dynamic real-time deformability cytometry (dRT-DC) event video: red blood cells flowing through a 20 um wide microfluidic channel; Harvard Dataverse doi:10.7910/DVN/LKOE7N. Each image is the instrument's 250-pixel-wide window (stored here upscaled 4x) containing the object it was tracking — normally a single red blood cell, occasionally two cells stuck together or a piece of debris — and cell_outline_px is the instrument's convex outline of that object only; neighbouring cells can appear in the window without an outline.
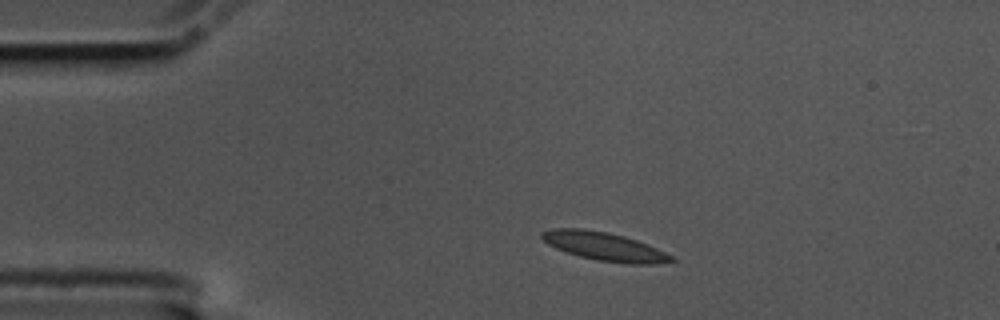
{"species": "common noctule bat (a hibernating species)", "species_latin": "Nyctalus noctula", "temperature_condition": "cold", "stored_images_in_passage": 5, "camera_frame_rate_fps": 3000, "um_per_image_px": 0.085, "animal": {"sex": "male", "body_mass_g": 17.5, "forearm_length_mm": 52.3}, "frame": {"image": 1, "passage_image": 1, "time_ms": 0.0, "image_size_px": [1000, 320], "cell_outline_px": [[676, 260], [652, 264], [628, 264], [596, 260], [580, 256], [556, 248], [548, 244], [540, 236], [540, 232], [552, 228], [580, 228], [608, 232], [624, 236], [648, 244], [672, 256]], "centroid_in_image_um": [51.34, 20.94], "position_along_channel_um": 33.7, "area_um2": 21.33}}
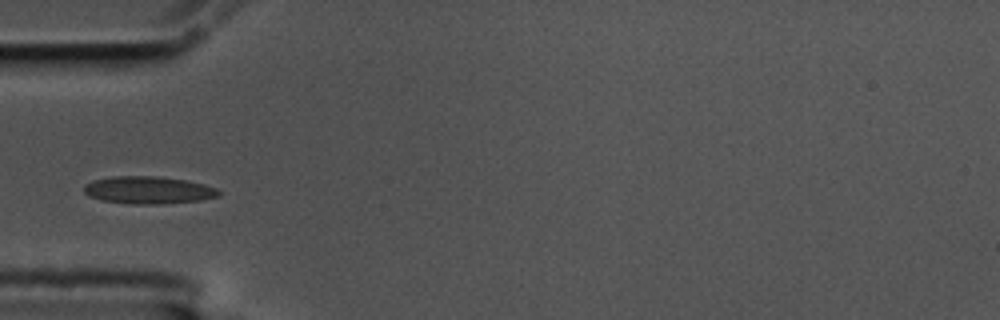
{"frame": {"image": 2, "passage_image": 3, "time_ms": 0.667, "image_size_px": [1000, 320], "cell_outline_px": [[220, 196], [200, 200], [160, 204], [132, 204], [100, 200], [88, 196], [84, 192], [84, 184], [92, 180], [112, 176], [156, 176], [184, 180], [204, 184], [216, 188], [220, 192]], "centroid_in_image_um": [12.57, 16.16], "position_along_channel_um": 72.4, "area_um2": 21.62}}
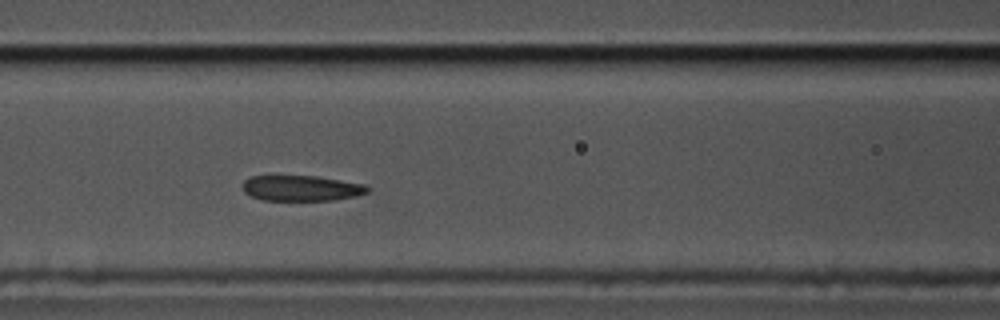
{"frame": {"image": 3, "passage_image": 5, "time_ms": 1.333, "image_size_px": [1000, 320], "cell_outline_px": [[372, 188], [368, 192], [356, 196], [332, 200], [264, 200], [252, 196], [244, 192], [240, 184], [248, 176], [316, 176], [364, 184]], "centroid_in_image_um": [25.6, 15.99], "position_along_channel_um": 141.0, "area_um2": 18.67}}